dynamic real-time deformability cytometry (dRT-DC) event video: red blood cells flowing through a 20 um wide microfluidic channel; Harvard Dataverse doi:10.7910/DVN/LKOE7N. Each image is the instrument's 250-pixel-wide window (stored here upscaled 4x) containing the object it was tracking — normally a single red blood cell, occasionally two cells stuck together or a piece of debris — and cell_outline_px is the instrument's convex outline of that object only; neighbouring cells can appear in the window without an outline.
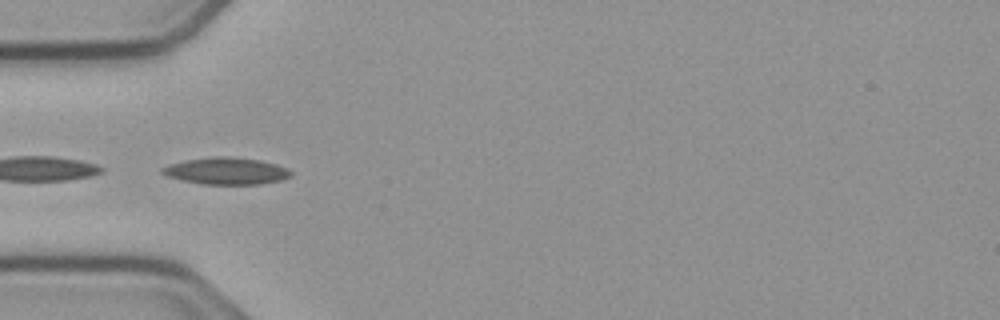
{"species": "common noctule bat (a hibernating species)", "species_latin": "Nyctalus noctula", "temperature_condition": "cold", "stored_images_in_passage": 21, "camera_frame_rate_fps": 3000, "um_per_image_px": 0.085, "animal": {"sex": "male", "body_mass_g": 23.1, "forearm_length_mm": 52.7}, "frame": {"image": 1, "passage_image": 1, "time_ms": 0.0, "image_size_px": [1000, 320], "cell_outline_px": [[292, 176], [284, 180], [260, 184], [200, 184], [180, 180], [168, 176], [160, 172], [160, 168], [184, 160], [212, 156], [224, 156], [260, 160], [276, 164], [288, 168], [292, 172]], "centroid_in_image_um": [19.25, 14.54], "position_along_channel_um": 65.7, "area_um2": 20.35}}